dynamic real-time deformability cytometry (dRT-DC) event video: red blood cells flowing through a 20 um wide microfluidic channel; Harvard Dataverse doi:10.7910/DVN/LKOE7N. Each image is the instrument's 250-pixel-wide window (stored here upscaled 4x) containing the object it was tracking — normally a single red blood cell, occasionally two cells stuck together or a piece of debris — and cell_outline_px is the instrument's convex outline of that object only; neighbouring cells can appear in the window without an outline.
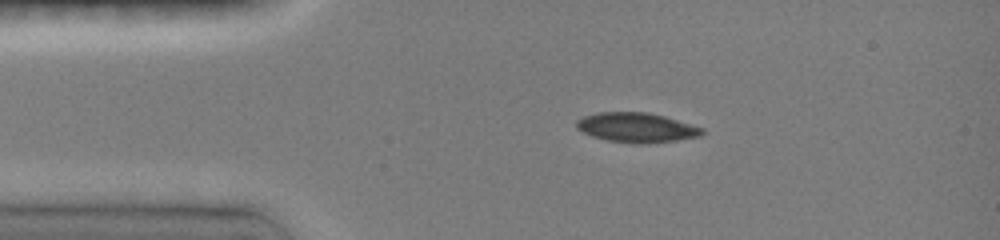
{"species": "common noctule bat (a hibernating species)", "species_latin": "Nyctalus noctula", "temperature_condition": "room temperature", "stored_images_in_passage": 7, "camera_frame_rate_fps": 3000, "um_per_image_px": 0.085, "animal": {"sex": "female", "body_mass_g": 19.0, "forearm_length_mm": 51.5}, "frame": {"image": 1, "passage_image": 1, "time_ms": 0.0, "image_size_px": [1000, 240], "cell_outline_px": [[704, 132], [700, 136], [676, 140], [640, 144], [608, 140], [592, 136], [576, 128], [576, 120], [584, 116], [596, 112], [648, 112], [664, 116], [704, 128]], "centroid_in_image_um": [54.09, 10.83], "position_along_channel_um": 30.9, "area_um2": 21.56}}
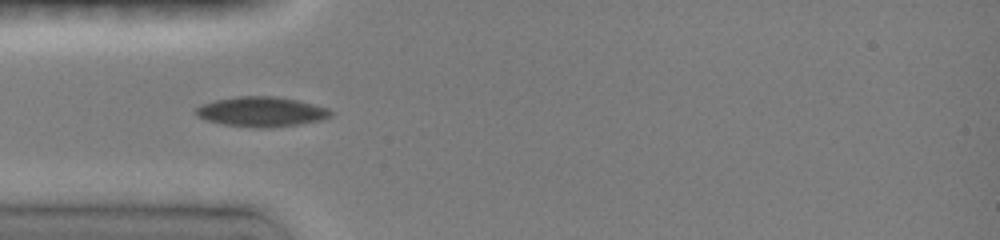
{"frame": {"image": 2, "passage_image": 5, "time_ms": 1.667, "image_size_px": [1000, 240], "cell_outline_px": [[332, 116], [320, 120], [300, 124], [264, 128], [256, 128], [224, 124], [208, 120], [196, 116], [196, 108], [200, 104], [216, 100], [236, 96], [276, 96], [296, 100], [328, 108], [332, 112]], "centroid_in_image_um": [22.21, 9.49], "position_along_channel_um": 62.8, "area_um2": 23.35}}